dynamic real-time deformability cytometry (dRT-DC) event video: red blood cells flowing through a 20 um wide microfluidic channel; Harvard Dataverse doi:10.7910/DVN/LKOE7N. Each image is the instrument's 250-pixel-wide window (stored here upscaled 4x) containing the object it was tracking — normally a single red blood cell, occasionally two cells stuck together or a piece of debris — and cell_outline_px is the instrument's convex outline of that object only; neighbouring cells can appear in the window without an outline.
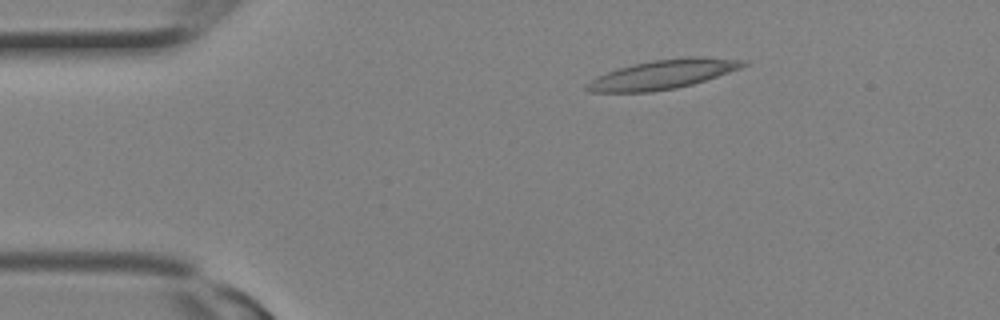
{"species": "Egyptian fruit bat (a non-hibernating species)", "species_latin": "Rousettus aegyptiacus", "temperature_condition": "room temperature", "stored_images_in_passage": 2, "camera_frame_rate_fps": 3000, "um_per_image_px": 0.085, "animal": {"sex": "female"}, "frame": {"image": 1, "passage_image": 1, "time_ms": 0.0, "image_size_px": [1000, 320], "cell_outline_px": [[748, 64], [740, 68], [692, 84], [676, 88], [652, 92], [588, 92], [584, 88], [584, 84], [608, 72], [620, 68], [652, 60], [692, 56], [704, 56], [748, 60]], "centroid_in_image_um": [56.37, 6.32], "position_along_channel_um": 28.6, "area_um2": 26.41}}
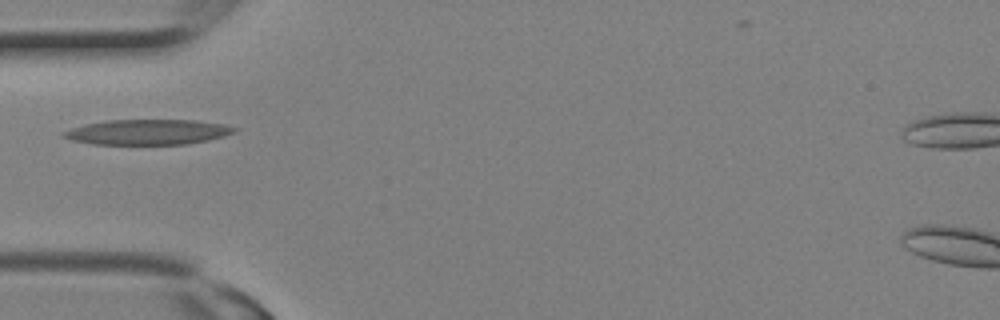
{"frame": {"image": 2, "passage_image": 2, "time_ms": 0.333, "image_size_px": [1000, 320], "cell_outline_px": [[240, 128], [236, 132], [224, 136], [208, 140], [188, 144], [92, 144], [72, 140], [60, 136], [60, 132], [72, 128], [88, 124], [108, 120], [192, 120], [224, 124]], "centroid_in_image_um": [12.58, 11.22], "position_along_channel_um": 72.4, "area_um2": 25.14}}